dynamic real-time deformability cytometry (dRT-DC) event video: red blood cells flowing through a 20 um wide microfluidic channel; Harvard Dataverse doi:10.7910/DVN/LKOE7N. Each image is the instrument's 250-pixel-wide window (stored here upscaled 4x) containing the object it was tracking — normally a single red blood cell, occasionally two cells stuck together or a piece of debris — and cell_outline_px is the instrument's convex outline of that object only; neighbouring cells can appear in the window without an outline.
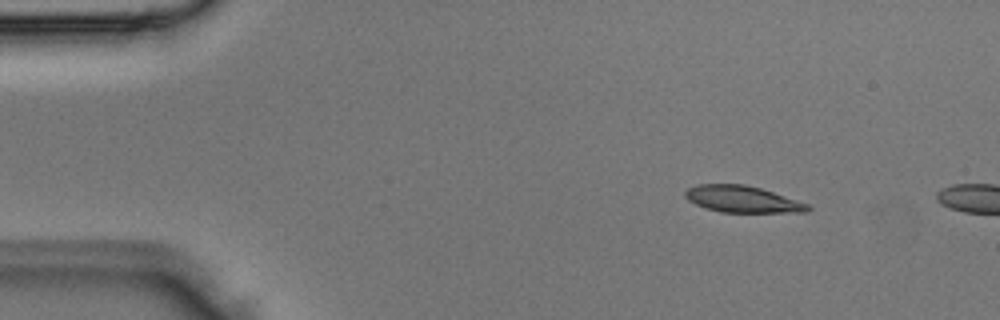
{"species": "Egyptian fruit bat (a non-hibernating species)", "species_latin": "Rousettus aegyptiacus", "temperature_condition": "room temperature", "stored_images_in_passage": 2, "camera_frame_rate_fps": 3000, "um_per_image_px": 0.085, "animal": {"sex": "male"}, "frame": {"image": 1, "passage_image": 1, "time_ms": 0.0, "image_size_px": [1000, 320], "cell_outline_px": [[812, 208], [808, 212], [720, 212], [704, 208], [688, 200], [684, 196], [684, 192], [688, 188], [696, 184], [744, 184], [760, 188], [808, 204]], "centroid_in_image_um": [63.06, 16.93], "position_along_channel_um": 21.9, "area_um2": 18.96}}